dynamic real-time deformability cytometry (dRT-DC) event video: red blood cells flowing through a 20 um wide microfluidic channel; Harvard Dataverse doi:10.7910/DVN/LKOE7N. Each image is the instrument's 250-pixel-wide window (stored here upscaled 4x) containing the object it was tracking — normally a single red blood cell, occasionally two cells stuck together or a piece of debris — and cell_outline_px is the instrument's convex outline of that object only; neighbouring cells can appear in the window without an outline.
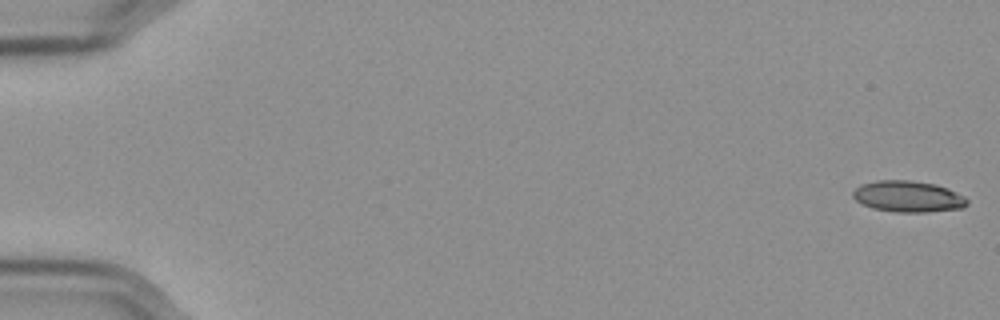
{"species": "Egyptian fruit bat (a non-hibernating species)", "species_latin": "Rousettus aegyptiacus", "temperature_condition": "cold", "stored_images_in_passage": 57, "camera_frame_rate_fps": 3000, "um_per_image_px": 0.085, "frame": {"image": 1, "passage_image": 1, "time_ms": 0.0, "image_size_px": [1000, 320], "cell_outline_px": [[968, 204], [964, 208], [928, 212], [896, 212], [872, 208], [856, 200], [852, 196], [852, 192], [860, 184], [876, 180], [912, 180], [936, 184], [948, 188], [964, 196], [968, 200]], "centroid_in_image_um": [77.2, 16.69], "position_along_channel_um": 7.8, "area_um2": 20.98}}
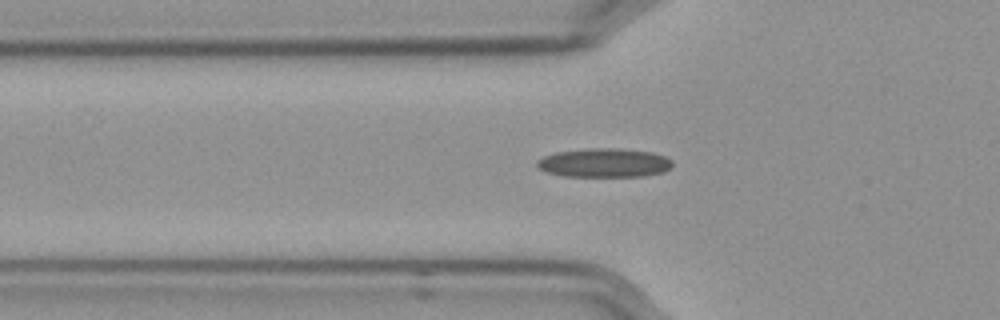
{"frame": {"image": 2, "passage_image": 20, "time_ms": 6.333, "image_size_px": [1000, 320], "cell_outline_px": [[672, 168], [664, 172], [640, 176], [564, 176], [544, 172], [536, 164], [536, 160], [544, 156], [556, 152], [592, 148], [616, 148], [652, 152], [664, 156], [672, 160]], "centroid_in_image_um": [51.36, 13.84], "position_along_channel_um": 74.4, "area_um2": 22.83}}
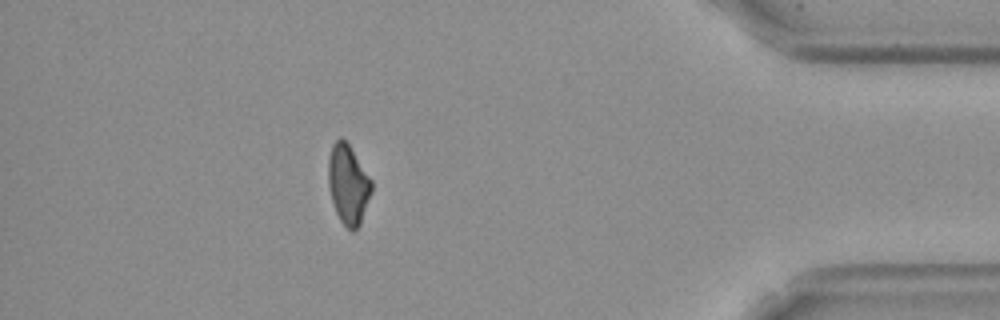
{"frame": {"image": 3, "passage_image": 51, "time_ms": 16.667, "image_size_px": [1000, 320], "cell_outline_px": [[372, 192], [360, 224], [352, 232], [340, 220], [336, 212], [332, 200], [328, 184], [328, 160], [332, 144], [340, 136], [348, 144], [372, 180]], "centroid_in_image_um": [29.59, 15.67], "position_along_channel_um": 405.6, "area_um2": 19.88}, "authors_computed_cell_mechanics": {"area_um2": 20.9814, "velocity_mm_per_s": 3.5913, "shape_relaxation_time_tau1_ms": 8.9792, "shape_relaxation_time_tau2_ms": 6.3324, "deformation_change_tau1": 0.2102, "deformation_change_tau2": 0.1687}}